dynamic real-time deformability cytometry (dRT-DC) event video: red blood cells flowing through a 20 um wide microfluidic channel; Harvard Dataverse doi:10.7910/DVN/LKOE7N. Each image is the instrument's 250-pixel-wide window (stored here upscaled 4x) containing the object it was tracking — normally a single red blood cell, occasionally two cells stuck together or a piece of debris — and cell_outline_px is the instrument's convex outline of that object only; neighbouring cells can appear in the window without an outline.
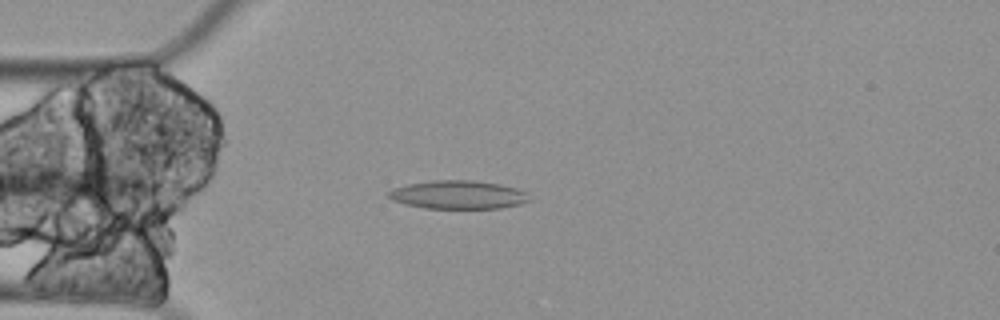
{"species": "Egyptian fruit bat (a non-hibernating species)", "species_latin": "Rousettus aegyptiacus", "temperature_condition": "cold", "stored_images_in_passage": 11, "camera_frame_rate_fps": 3000, "um_per_image_px": 0.085, "animal": {"sex": "female"}, "frame": {"image": 1, "passage_image": 4, "time_ms": 1.0, "image_size_px": [1000, 320], "cell_outline_px": [[532, 200], [520, 204], [500, 208], [424, 208], [404, 204], [392, 200], [388, 196], [388, 192], [392, 188], [408, 184], [432, 180], [472, 180], [500, 184], [516, 188], [528, 192]], "centroid_in_image_um": [38.96, 16.55], "position_along_channel_um": 46.0, "area_um2": 23.47}}
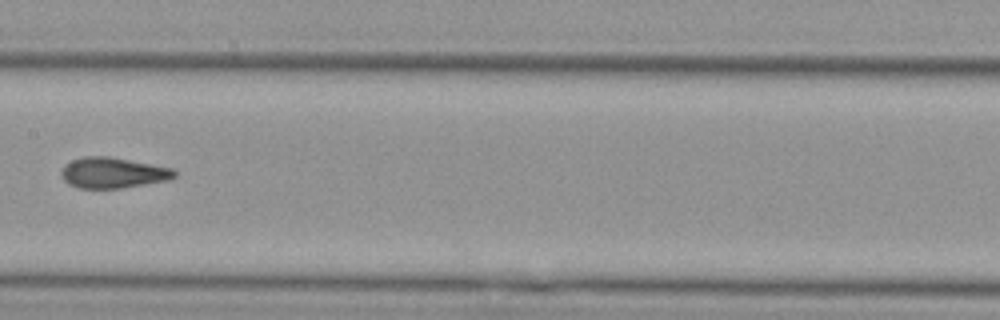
{"frame": {"image": 2, "passage_image": 8, "time_ms": 2.333, "image_size_px": [1000, 320], "cell_outline_px": [[176, 176], [168, 180], [120, 188], [80, 188], [68, 184], [64, 180], [60, 172], [64, 164], [72, 160], [84, 156], [108, 156], [172, 168], [176, 172]], "centroid_in_image_um": [9.56, 14.68], "position_along_channel_um": 197.8, "area_um2": 20.11}}
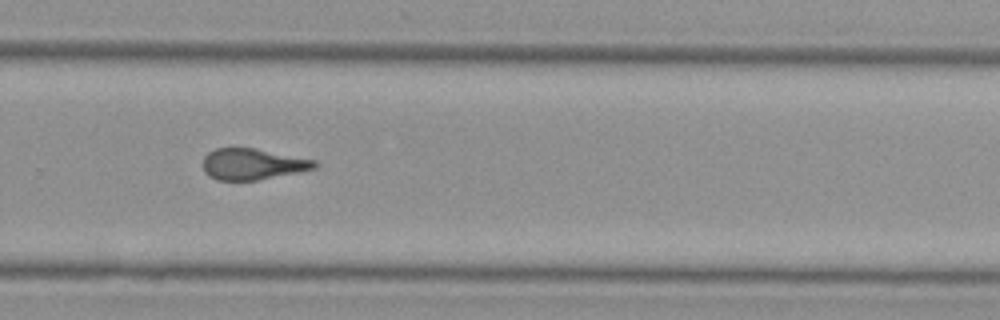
{"frame": {"image": 3, "passage_image": 11, "time_ms": 3.333, "image_size_px": [1000, 320], "cell_outline_px": [[320, 164], [316, 168], [256, 180], [216, 180], [204, 172], [204, 156], [208, 152], [216, 148], [256, 148], [316, 160]], "centroid_in_image_um": [21.48, 13.94], "position_along_channel_um": 308.3, "area_um2": 20.17}}